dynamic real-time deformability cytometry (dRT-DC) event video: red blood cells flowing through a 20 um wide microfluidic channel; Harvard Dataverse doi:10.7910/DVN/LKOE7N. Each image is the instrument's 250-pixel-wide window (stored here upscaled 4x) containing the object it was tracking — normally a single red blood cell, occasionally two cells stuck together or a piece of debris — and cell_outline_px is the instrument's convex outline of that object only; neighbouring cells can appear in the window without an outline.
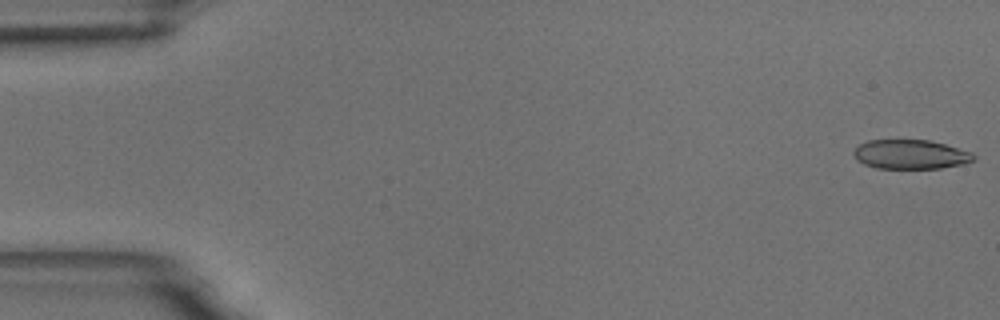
{"species": "common noctule bat (a hibernating species)", "species_latin": "Nyctalus noctula", "temperature_condition": "room temperature", "stored_images_in_passage": 53, "camera_frame_rate_fps": 3000, "um_per_image_px": 0.085, "animal": {"sex": "male", "body_mass_g": 18.8}, "frame": {"image": 1, "passage_image": 1, "time_ms": 0.0, "image_size_px": [1000, 320], "cell_outline_px": [[976, 160], [964, 164], [940, 168], [876, 168], [864, 164], [856, 160], [852, 152], [860, 144], [868, 140], [928, 140], [944, 144], [972, 152], [976, 156]], "centroid_in_image_um": [77.41, 13.13], "position_along_channel_um": 7.6, "area_um2": 20.52}}
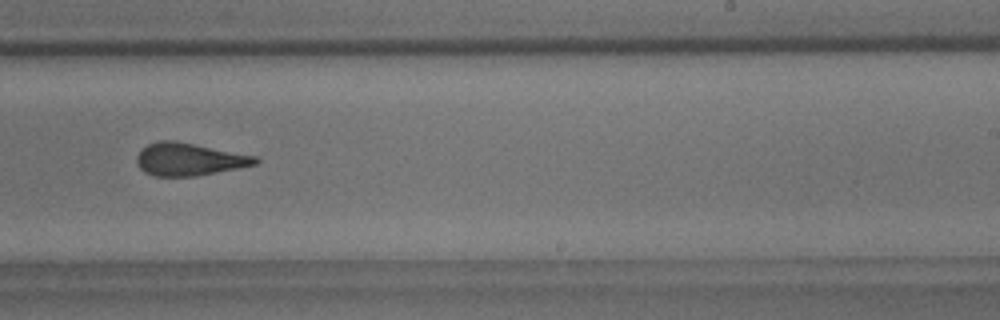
{"frame": {"image": 2, "passage_image": 36, "time_ms": 11.667, "image_size_px": [1000, 320], "cell_outline_px": [[260, 160], [256, 164], [196, 176], [152, 176], [144, 172], [136, 164], [136, 156], [140, 148], [148, 144], [160, 140], [176, 140], [256, 156]], "centroid_in_image_um": [16.01, 13.53], "position_along_channel_um": 273.0, "area_um2": 22.66}}
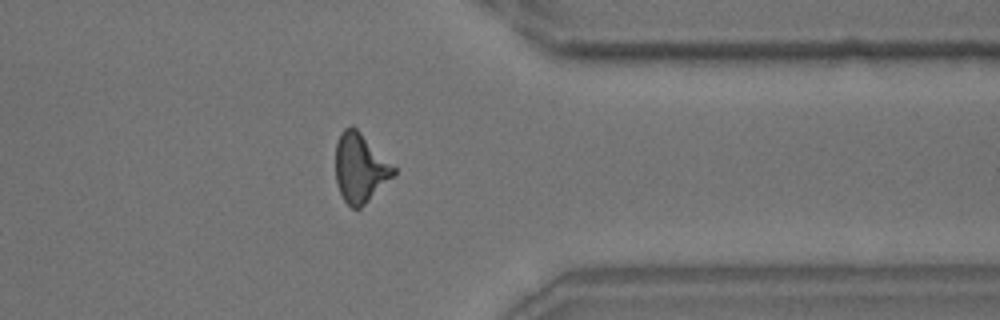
{"frame": {"image": 3, "passage_image": 46, "time_ms": 15.0, "image_size_px": [1000, 320], "cell_outline_px": [[396, 176], [360, 208], [352, 208], [344, 200], [340, 192], [336, 180], [336, 144], [340, 132], [344, 128], [352, 124], [396, 168]], "centroid_in_image_um": [30.62, 14.27], "position_along_channel_um": 380.8, "area_um2": 23.35}, "authors_computed_cell_mechanics": {"area_um2": 22.8888, "velocity_mm_per_s": 3.4948, "shape_relaxation_time_tau1_ms": 7.5108, "shape_relaxation_time_tau2_ms": 2.902, "deformation_change_tau1": 0.2068, "deformation_change_tau2": 0.1041}}